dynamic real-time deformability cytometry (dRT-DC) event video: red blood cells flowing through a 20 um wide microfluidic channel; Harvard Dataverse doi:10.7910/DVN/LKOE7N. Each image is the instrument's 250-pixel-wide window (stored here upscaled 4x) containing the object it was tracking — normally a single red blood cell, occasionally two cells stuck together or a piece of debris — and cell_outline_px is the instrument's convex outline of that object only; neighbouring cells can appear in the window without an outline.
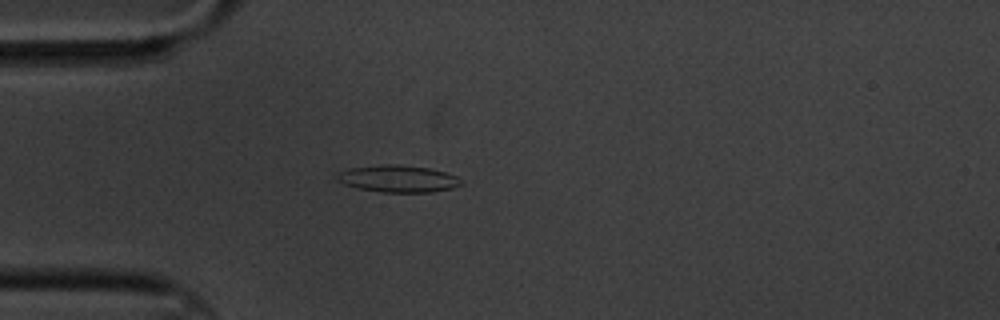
{"species": "common noctule bat (a hibernating species)", "species_latin": "Nyctalus noctula", "temperature_condition": "cold", "stored_images_in_passage": 5, "camera_frame_rate_fps": 3000, "um_per_image_px": 0.085, "animal": {"sex": "male", "body_mass_g": 20.1, "forearm_length_mm": 53.5}, "frame": {"image": 1, "passage_image": 5, "time_ms": 4.667, "image_size_px": [1000, 320], "cell_outline_px": [[464, 184], [452, 188], [432, 192], [380, 192], [360, 188], [344, 184], [336, 180], [336, 172], [348, 168], [380, 164], [396, 164], [428, 168], [444, 172], [456, 176]], "centroid_in_image_um": [33.79, 15.18], "position_along_channel_um": 51.2, "area_um2": 19.59}}